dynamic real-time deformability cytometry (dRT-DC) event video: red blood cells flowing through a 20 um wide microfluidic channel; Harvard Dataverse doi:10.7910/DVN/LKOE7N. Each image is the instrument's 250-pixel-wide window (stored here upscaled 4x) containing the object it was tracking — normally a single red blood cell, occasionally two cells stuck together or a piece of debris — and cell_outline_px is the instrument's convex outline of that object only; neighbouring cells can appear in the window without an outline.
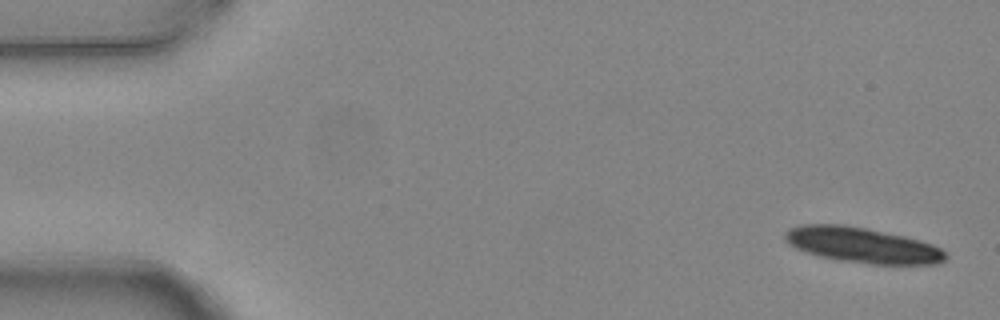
{"species": "common noctule bat (a hibernating species)", "species_latin": "Nyctalus noctula", "temperature_condition": "warm", "stored_images_in_passage": 5, "camera_frame_rate_fps": 3000, "um_per_image_px": 0.085, "animal": {"sex": "female", "body_mass_g": 24.6, "forearm_length_mm": 56.2}, "frame": {"image": 1, "passage_image": 1, "time_ms": 0.0, "image_size_px": [1000, 320], "cell_outline_px": [[948, 256], [944, 260], [936, 264], [872, 264], [840, 260], [820, 256], [796, 248], [788, 244], [784, 240], [784, 232], [788, 228], [800, 224], [844, 224], [904, 236], [932, 244], [940, 248]], "centroid_in_image_um": [73.25, 20.82], "position_along_channel_um": 11.8, "area_um2": 32.95}}